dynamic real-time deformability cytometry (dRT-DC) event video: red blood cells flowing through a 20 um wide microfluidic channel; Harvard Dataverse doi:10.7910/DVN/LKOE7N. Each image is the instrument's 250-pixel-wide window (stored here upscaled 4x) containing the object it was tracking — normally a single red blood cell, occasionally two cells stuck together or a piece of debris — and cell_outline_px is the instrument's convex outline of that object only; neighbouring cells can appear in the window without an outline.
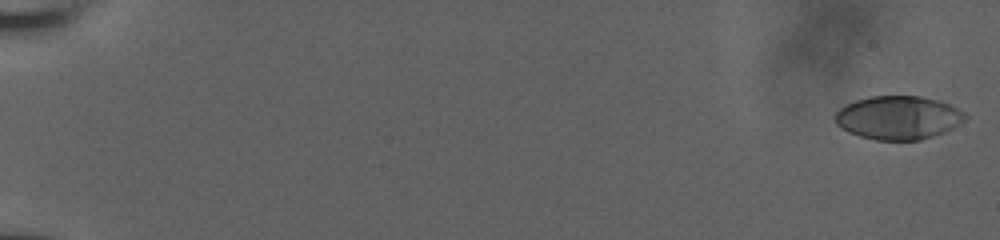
{"species": "human", "species_latin": "Homo sapiens", "temperature_condition": "room temperature", "stored_images_in_passage": 58, "camera_frame_rate_fps": 3000, "um_per_image_px": 0.085, "donor": {"sex": "male"}, "frame": {"image": 1, "passage_image": 1, "time_ms": 0.0, "image_size_px": [1000, 240], "cell_outline_px": [[968, 116], [964, 120], [952, 128], [944, 132], [920, 140], [876, 140], [860, 136], [848, 132], [840, 128], [836, 124], [836, 112], [844, 104], [856, 100], [872, 96], [920, 96], [936, 100], [948, 104], [964, 112]], "centroid_in_image_um": [76.33, 10.0], "position_along_channel_um": 8.7, "area_um2": 32.83}}
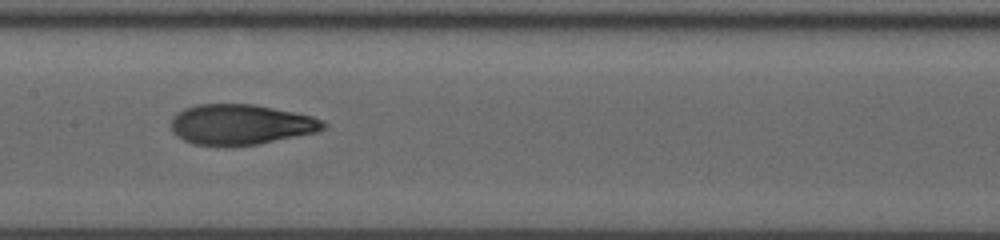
{"frame": {"image": 2, "passage_image": 32, "time_ms": 10.333, "image_size_px": [1000, 240], "cell_outline_px": [[328, 124], [324, 128], [316, 132], [260, 144], [228, 148], [224, 148], [192, 144], [176, 136], [172, 132], [172, 116], [176, 112], [184, 108], [200, 104], [256, 104], [312, 116], [324, 120]], "centroid_in_image_um": [20.44, 10.61], "position_along_channel_um": 187.0, "area_um2": 36.59}}
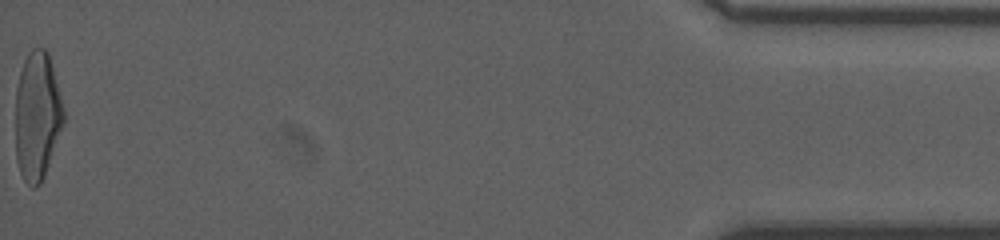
{"frame": {"image": 3, "passage_image": 58, "time_ms": 19.0, "image_size_px": [1000, 240], "cell_outline_px": [[64, 124], [44, 176], [40, 184], [36, 188], [32, 188], [24, 180], [20, 172], [16, 160], [16, 88], [20, 72], [24, 60], [28, 52], [32, 48], [44, 48], [48, 52], [64, 108]], "centroid_in_image_um": [3.16, 9.87], "position_along_channel_um": 432.0, "area_um2": 36.07}, "authors_computed_cell_mechanics": {"area_um2": 35.1424, "velocity_mm_per_s": 3.8427, "shape_relaxation_time_tau1_ms": 5.714, "shape_relaxation_time_tau2_ms": 1.7326, "deformation_change_tau1": 0.2425, "deformation_change_tau2": 0.0831}}